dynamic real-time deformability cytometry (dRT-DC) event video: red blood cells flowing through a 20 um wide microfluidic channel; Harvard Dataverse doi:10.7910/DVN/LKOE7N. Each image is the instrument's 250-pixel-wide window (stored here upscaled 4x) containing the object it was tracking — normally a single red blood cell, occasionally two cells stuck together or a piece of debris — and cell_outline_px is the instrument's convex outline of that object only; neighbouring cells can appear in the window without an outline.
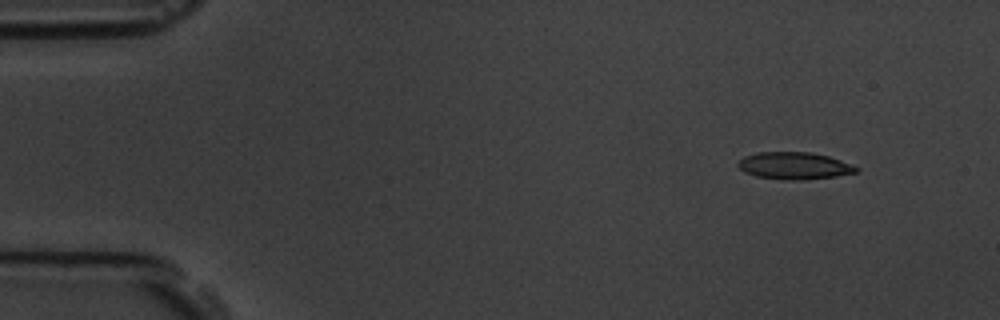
{"species": "common noctule bat (a hibernating species)", "species_latin": "Nyctalus noctula", "temperature_condition": "room temperature", "stored_images_in_passage": 6, "camera_frame_rate_fps": 3000, "um_per_image_px": 0.085, "animal": {"sex": "male", "body_mass_g": 19.5, "forearm_length_mm": 54.6}, "frame": {"image": 1, "passage_image": 2, "time_ms": 1.333, "image_size_px": [1000, 320], "cell_outline_px": [[860, 168], [856, 172], [836, 176], [804, 180], [784, 180], [756, 176], [744, 172], [736, 164], [744, 156], [756, 152], [812, 152], [828, 156], [852, 164]], "centroid_in_image_um": [67.51, 14.09], "position_along_channel_um": 17.5, "area_um2": 18.79}}